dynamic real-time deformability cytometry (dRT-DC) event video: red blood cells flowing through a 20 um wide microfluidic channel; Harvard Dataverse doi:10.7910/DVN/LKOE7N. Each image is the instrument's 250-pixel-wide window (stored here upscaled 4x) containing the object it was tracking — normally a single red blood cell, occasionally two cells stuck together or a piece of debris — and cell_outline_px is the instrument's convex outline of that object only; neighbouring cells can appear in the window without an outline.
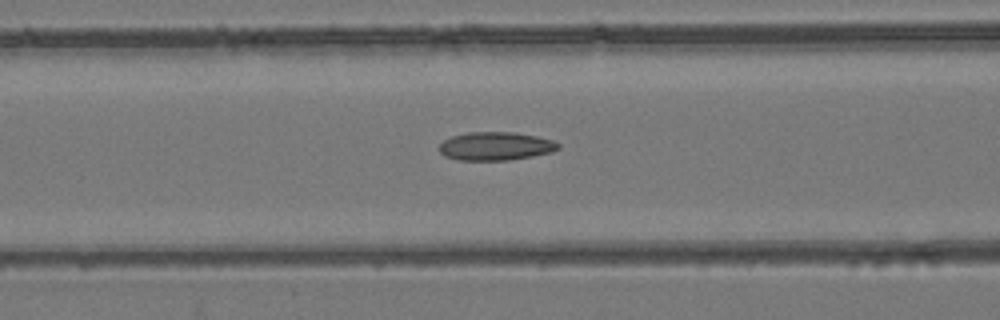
{"species": "common noctule bat (a hibernating species)", "species_latin": "Nyctalus noctula", "temperature_condition": "room temperature", "stored_images_in_passage": 54, "camera_frame_rate_fps": 3000, "um_per_image_px": 0.085, "animal": {"sex": "female", "body_mass_g": 24.6, "forearm_length_mm": 56.2}, "frame": {"image": 1, "passage_image": 23, "time_ms": 7.333, "image_size_px": [1000, 320], "cell_outline_px": [[560, 148], [552, 152], [532, 156], [508, 160], [460, 160], [444, 156], [440, 152], [440, 144], [444, 140], [452, 136], [468, 132], [516, 132], [536, 136], [552, 140], [560, 144]], "centroid_in_image_um": [42.14, 12.42], "position_along_channel_um": 124.5, "area_um2": 19.65}}
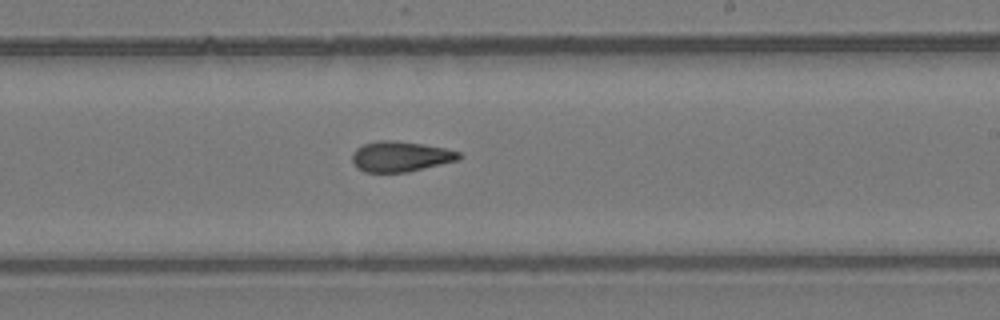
{"frame": {"image": 2, "passage_image": 33, "time_ms": 10.667, "image_size_px": [1000, 320], "cell_outline_px": [[464, 156], [460, 160], [408, 172], [364, 172], [356, 168], [352, 160], [352, 152], [356, 148], [364, 144], [376, 140], [392, 140], [420, 144], [444, 148], [460, 152]], "centroid_in_image_um": [34.04, 13.31], "position_along_channel_um": 255.0, "area_um2": 19.07}}
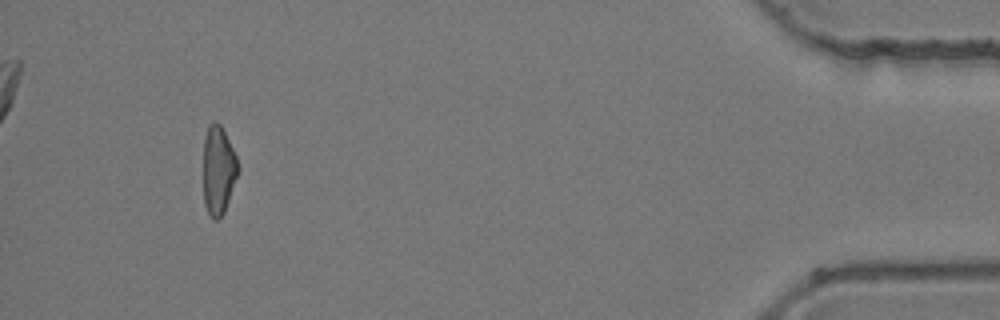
{"frame": {"image": 3, "passage_image": 51, "time_ms": 16.667, "image_size_px": [1000, 320], "cell_outline_px": [[240, 172], [224, 212], [216, 220], [212, 220], [204, 204], [204, 136], [208, 124], [212, 120], [216, 120], [220, 124], [236, 156], [240, 168]], "centroid_in_image_um": [18.57, 14.45], "position_along_channel_um": 416.6, "area_um2": 18.15}, "authors_computed_cell_mechanics": {"area_um2": 19.2185, "velocity_mm_per_s": 3.9062, "shape_relaxation_time_tau1_ms": null, "shape_relaxation_time_tau2_ms": 2.8741, "deformation_change_tau1": null, "deformation_change_tau2": 0.0986}}